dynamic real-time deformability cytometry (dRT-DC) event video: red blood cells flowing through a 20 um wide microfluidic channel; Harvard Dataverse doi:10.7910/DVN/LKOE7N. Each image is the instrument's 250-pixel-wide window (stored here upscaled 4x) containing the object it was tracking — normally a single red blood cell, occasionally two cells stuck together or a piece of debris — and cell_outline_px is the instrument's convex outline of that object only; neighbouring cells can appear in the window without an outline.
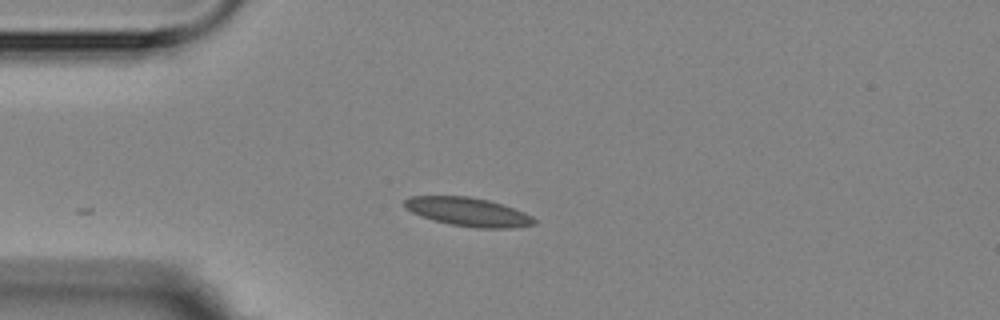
{"species": "Egyptian fruit bat (a non-hibernating species)", "species_latin": "Rousettus aegyptiacus", "temperature_condition": "room temperature", "stored_images_in_passage": 3, "camera_frame_rate_fps": 3000, "um_per_image_px": 0.085, "animal": {"sex": "female"}, "frame": {"image": 1, "passage_image": 3, "time_ms": 2.667, "image_size_px": [1000, 320], "cell_outline_px": [[536, 224], [512, 228], [476, 228], [448, 224], [432, 220], [412, 212], [404, 204], [404, 200], [412, 196], [468, 196], [488, 200], [524, 212], [532, 216], [536, 220]], "centroid_in_image_um": [39.81, 18.02], "position_along_channel_um": 45.2, "area_um2": 21.5}}